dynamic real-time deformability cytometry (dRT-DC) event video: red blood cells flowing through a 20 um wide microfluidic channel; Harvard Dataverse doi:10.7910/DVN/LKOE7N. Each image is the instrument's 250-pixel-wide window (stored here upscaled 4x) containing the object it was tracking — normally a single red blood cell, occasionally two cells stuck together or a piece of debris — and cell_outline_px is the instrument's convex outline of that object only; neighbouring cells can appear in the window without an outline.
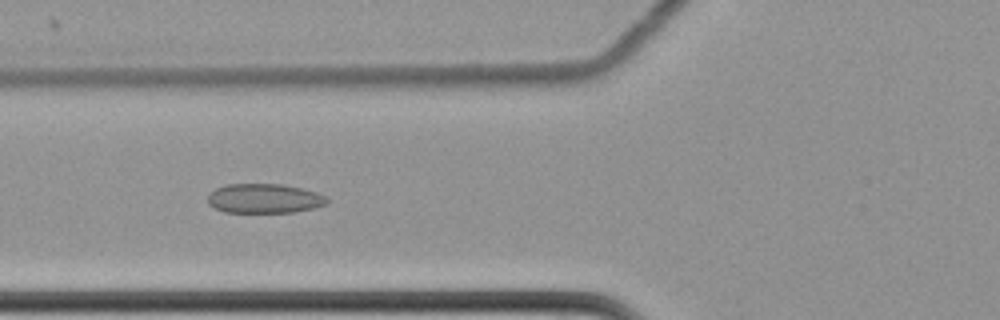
{"species": "common noctule bat (a hibernating species)", "species_latin": "Nyctalus noctula", "temperature_condition": "cold", "stored_images_in_passage": 59, "camera_frame_rate_fps": 3000, "um_per_image_px": 0.085, "animal": {"sex": "female", "body_mass_g": 22.7, "forearm_length_mm": 54.2}, "frame": {"image": 1, "passage_image": 23, "time_ms": 7.333, "image_size_px": [1000, 320], "cell_outline_px": [[328, 204], [312, 208], [292, 212], [224, 212], [212, 208], [208, 204], [208, 192], [224, 184], [280, 184], [300, 188], [316, 192], [324, 196], [328, 200]], "centroid_in_image_um": [22.4, 16.87], "position_along_channel_um": 103.4, "area_um2": 20.52}}
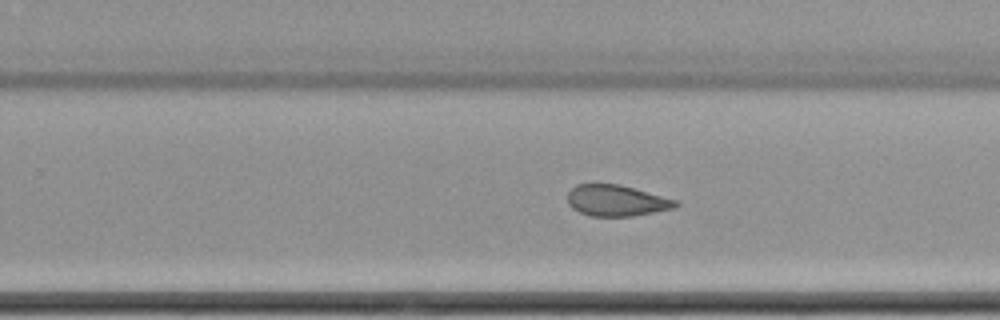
{"frame": {"image": 2, "passage_image": 38, "time_ms": 12.333, "image_size_px": [1000, 320], "cell_outline_px": [[680, 204], [672, 208], [632, 216], [592, 216], [580, 212], [572, 208], [568, 204], [568, 192], [576, 184], [620, 184], [676, 200]], "centroid_in_image_um": [52.36, 17.04], "position_along_channel_um": 277.4, "area_um2": 19.36}}
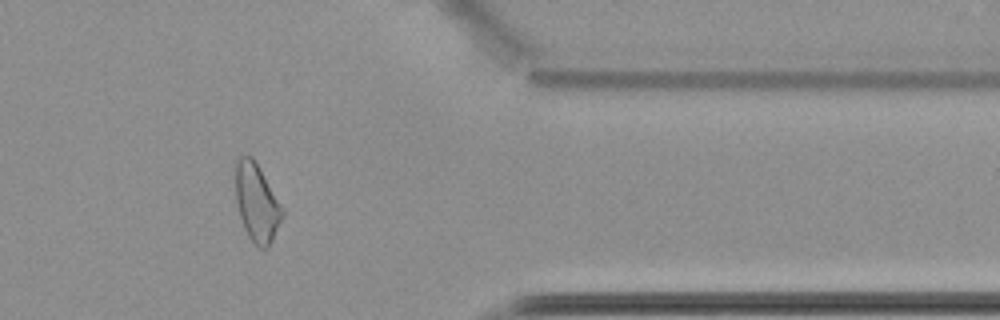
{"frame": {"image": 3, "passage_image": 49, "time_ms": 16.0, "image_size_px": [1000, 320], "cell_outline_px": [[284, 216], [268, 248], [260, 248], [248, 236], [244, 228], [240, 216], [236, 200], [232, 164], [232, 160], [240, 156], [252, 156], [256, 160], [284, 208]], "centroid_in_image_um": [21.79, 17.12], "position_along_channel_um": 389.6, "area_um2": 22.08}, "authors_computed_cell_mechanics": {"area_um2": 22.6576, "velocity_mm_per_s": 3.4836, "shape_relaxation_time_tau1_ms": null, "shape_relaxation_time_tau2_ms": 3.8883, "deformation_change_tau1": null, "deformation_change_tau2": 0.0938}}